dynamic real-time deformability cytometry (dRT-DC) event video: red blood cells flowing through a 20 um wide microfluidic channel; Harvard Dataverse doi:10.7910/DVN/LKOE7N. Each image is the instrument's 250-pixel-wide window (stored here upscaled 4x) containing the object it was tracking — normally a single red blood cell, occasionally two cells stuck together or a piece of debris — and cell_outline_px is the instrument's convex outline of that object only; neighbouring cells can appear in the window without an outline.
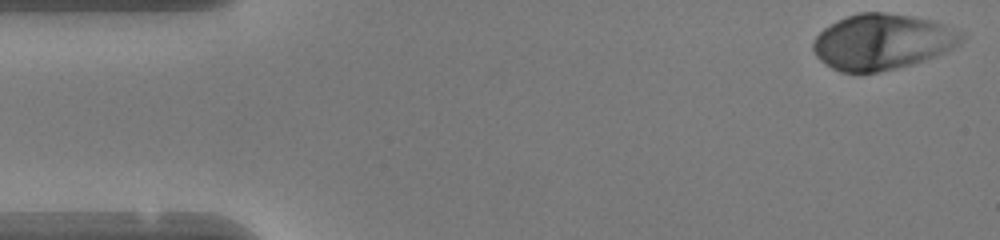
{"species": "human", "species_latin": "Homo sapiens", "temperature_condition": "warm", "stored_images_in_passage": 47, "camera_frame_rate_fps": 3000, "um_per_image_px": 0.085, "donor": {"sex": "female"}, "frame": {"image": 1, "passage_image": 1, "time_ms": 0.0, "image_size_px": [1000, 240], "cell_outline_px": [[964, 36], [960, 44], [936, 56], [912, 64], [880, 72], [840, 72], [832, 68], [820, 60], [816, 56], [812, 48], [812, 44], [816, 36], [824, 28], [848, 16], [860, 12], [884, 12], [912, 16], [932, 20], [964, 32]], "centroid_in_image_um": [75.0, 3.55], "position_along_channel_um": 10.0, "area_um2": 47.97}}
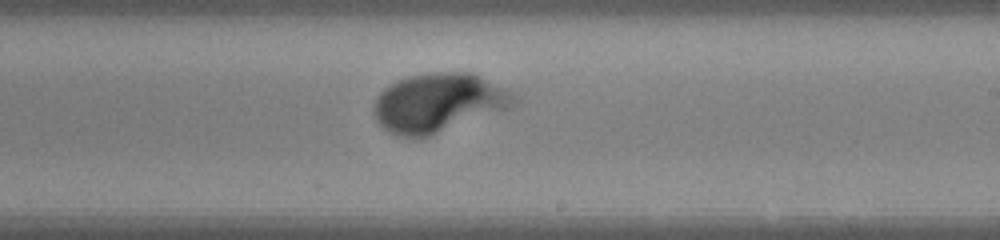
{"frame": {"image": 2, "passage_image": 27, "time_ms": 8.667, "image_size_px": [1000, 240], "cell_outline_px": [[512, 100], [508, 108], [428, 136], [412, 140], [396, 136], [388, 132], [376, 120], [372, 108], [372, 104], [376, 96], [384, 88], [396, 80], [408, 76], [432, 72], [472, 72], [480, 76], [508, 92], [512, 96]], "centroid_in_image_um": [37.1, 8.75], "position_along_channel_um": 251.9, "area_um2": 47.51}}
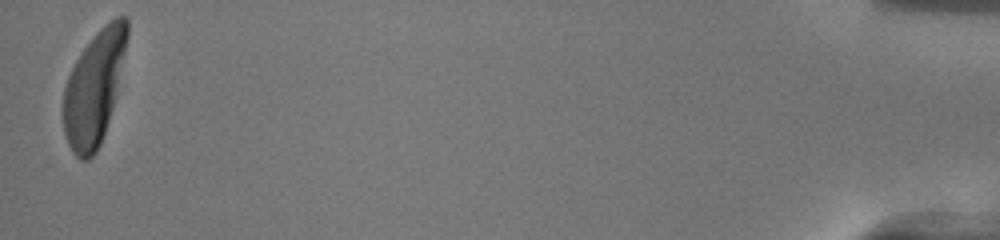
{"frame": {"image": 3, "passage_image": 47, "time_ms": 15.333, "image_size_px": [1000, 240], "cell_outline_px": [[128, 36], [116, 96], [100, 144], [96, 152], [88, 160], [80, 160], [72, 152], [68, 144], [64, 132], [64, 88], [68, 76], [76, 60], [92, 36], [104, 24], [116, 16], [124, 16], [128, 20]], "centroid_in_image_um": [8.01, 7.45], "position_along_channel_um": 427.2, "area_um2": 41.79}, "authors_computed_cell_mechanics": {"area_um2": 46.9914, "velocity_mm_per_s": 4.1531, "shape_relaxation_time_tau1_ms": 2.6577, "shape_relaxation_time_tau2_ms": null, "deformation_change_tau1": 0.2263, "deformation_change_tau2": null}}